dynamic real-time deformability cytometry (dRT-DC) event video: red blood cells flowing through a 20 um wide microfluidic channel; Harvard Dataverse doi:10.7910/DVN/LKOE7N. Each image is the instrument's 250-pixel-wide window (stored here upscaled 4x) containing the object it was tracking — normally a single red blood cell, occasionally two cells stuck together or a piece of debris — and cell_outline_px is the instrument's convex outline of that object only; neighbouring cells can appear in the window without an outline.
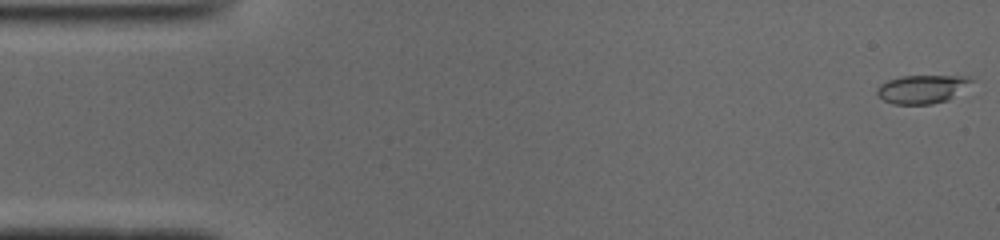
{"species": "common noctule bat (a hibernating species)", "species_latin": "Nyctalus noctula", "temperature_condition": "cold", "stored_images_in_passage": 51, "camera_frame_rate_fps": 3000, "um_per_image_px": 0.085, "animal": {"sex": "male", "body_mass_g": 19.0, "forearm_length_mm": 50.8}, "frame": {"image": 1, "passage_image": 1, "time_ms": 0.0, "image_size_px": [1000, 240], "cell_outline_px": [[972, 80], [948, 100], [932, 104], [892, 104], [884, 100], [876, 92], [876, 88], [880, 84], [888, 80], [900, 76], [968, 76]], "centroid_in_image_um": [78.3, 7.57], "position_along_channel_um": 6.7, "area_um2": 15.32}}
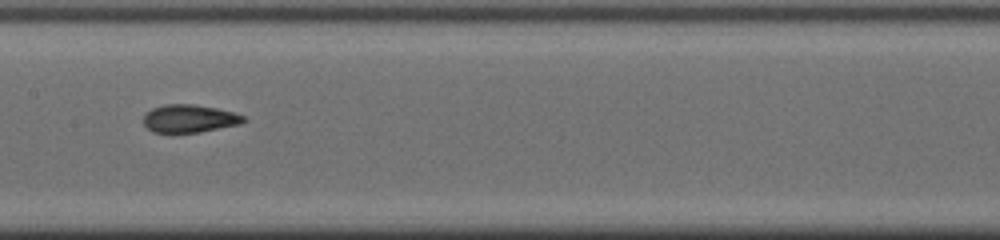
{"frame": {"image": 2, "passage_image": 25, "time_ms": 8.0, "image_size_px": [1000, 240], "cell_outline_px": [[248, 120], [240, 124], [200, 132], [152, 132], [144, 124], [144, 116], [152, 108], [164, 104], [192, 104], [216, 108], [232, 112], [244, 116]], "centroid_in_image_um": [16.11, 10.07], "position_along_channel_um": 191.3, "area_um2": 16.13}}
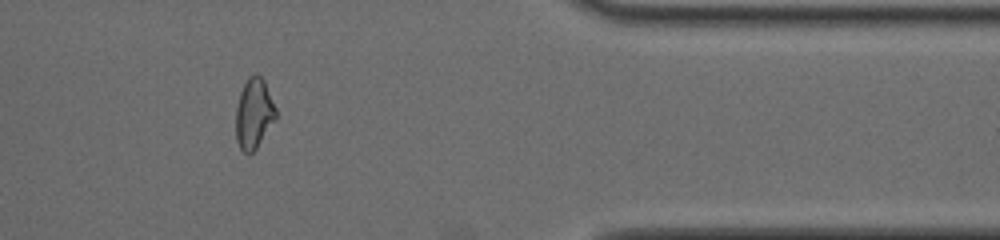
{"frame": {"image": 3, "passage_image": 42, "time_ms": 13.667, "image_size_px": [1000, 240], "cell_outline_px": [[276, 116], [256, 148], [248, 156], [240, 148], [236, 140], [236, 108], [240, 92], [248, 76], [256, 72], [264, 80], [276, 108]], "centroid_in_image_um": [21.56, 9.63], "position_along_channel_um": 389.8, "area_um2": 16.24}, "authors_computed_cell_mechanics": {"area_um2": 16.473, "velocity_mm_per_s": 3.9478, "shape_relaxation_time_tau1_ms": 6.7982, "shape_relaxation_time_tau2_ms": 1.8652, "deformation_change_tau1": 0.1963, "deformation_change_tau2": 0.0758}}